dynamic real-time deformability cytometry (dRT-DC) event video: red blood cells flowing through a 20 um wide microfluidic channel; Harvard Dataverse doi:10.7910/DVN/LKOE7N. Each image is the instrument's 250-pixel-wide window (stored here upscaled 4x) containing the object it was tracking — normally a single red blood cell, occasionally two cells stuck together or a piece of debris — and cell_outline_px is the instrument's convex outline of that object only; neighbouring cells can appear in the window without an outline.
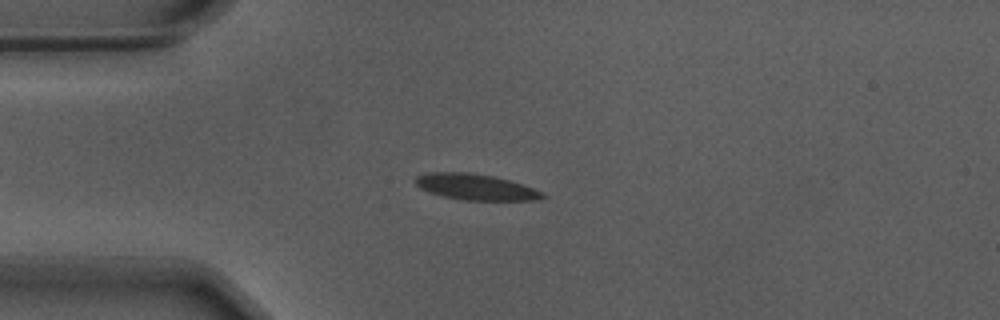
{"species": "Egyptian fruit bat (a non-hibernating species)", "species_latin": "Rousettus aegyptiacus", "temperature_condition": "warm", "stored_images_in_passage": 55, "camera_frame_rate_fps": 3000, "um_per_image_px": 0.085, "animal": {"sex": "male"}, "frame": {"image": 1, "passage_image": 13, "time_ms": 4.0, "image_size_px": [1000, 320], "cell_outline_px": [[548, 196], [536, 200], [464, 200], [444, 196], [428, 192], [420, 188], [412, 180], [416, 176], [424, 172], [468, 172], [492, 176], [508, 180], [532, 188]], "centroid_in_image_um": [40.34, 15.88], "position_along_channel_um": 44.7, "area_um2": 19.13}}
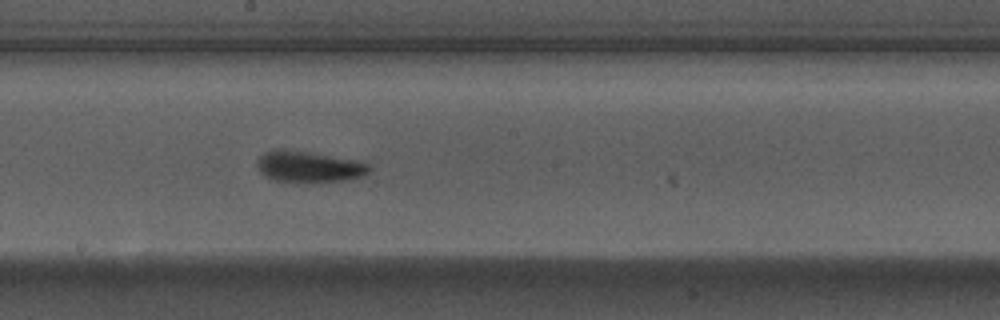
{"frame": {"image": 2, "passage_image": 29, "time_ms": 9.333, "image_size_px": [1000, 320], "cell_outline_px": [[372, 168], [364, 176], [352, 180], [308, 184], [272, 180], [264, 176], [260, 172], [256, 164], [256, 160], [264, 152], [276, 148], [280, 148], [364, 160]], "centroid_in_image_um": [26.29, 14.19], "position_along_channel_um": 221.9, "area_um2": 21.5}}
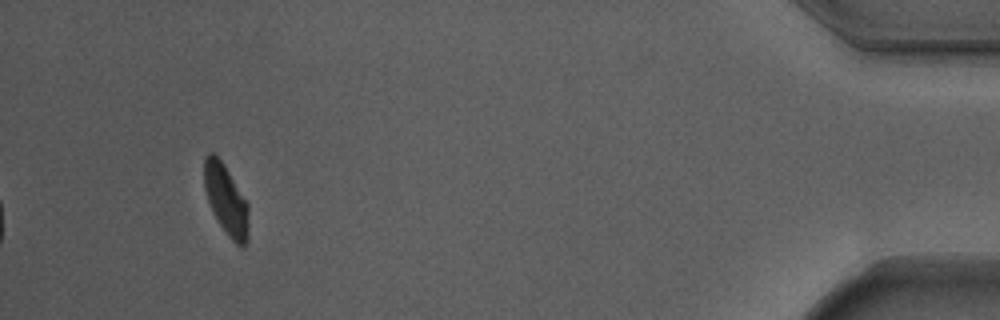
{"frame": {"image": 3, "passage_image": 51, "time_ms": 16.667, "image_size_px": [1000, 320], "cell_outline_px": [[248, 240], [244, 244], [236, 244], [228, 236], [220, 224], [208, 200], [204, 188], [204, 156], [208, 152], [212, 152], [220, 160], [228, 172], [248, 204]], "centroid_in_image_um": [19.2, 16.97], "position_along_channel_um": 416.0, "area_um2": 17.63}, "authors_computed_cell_mechanics": {"area_um2": 19.1318, "velocity_mm_per_s": 3.6697, "shape_relaxation_time_tau1_ms": 3.3438, "shape_relaxation_time_tau2_ms": 1.948, "deformation_change_tau1": 0.1471, "deformation_change_tau2": 0.0703}}